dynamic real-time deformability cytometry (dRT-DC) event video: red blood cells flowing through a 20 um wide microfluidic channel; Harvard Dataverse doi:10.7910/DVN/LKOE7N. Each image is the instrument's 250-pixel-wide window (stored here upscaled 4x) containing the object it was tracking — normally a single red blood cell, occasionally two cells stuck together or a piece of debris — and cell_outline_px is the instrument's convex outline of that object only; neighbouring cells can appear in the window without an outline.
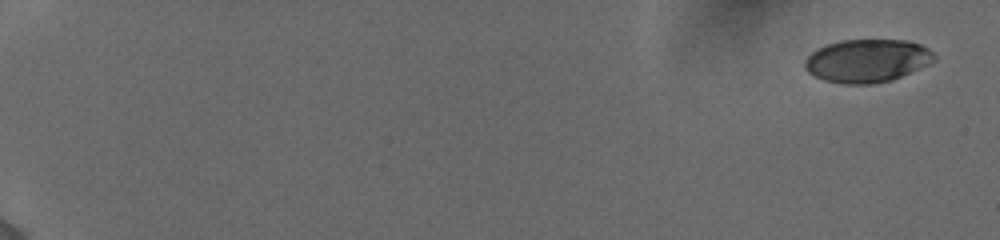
{"species": "human", "species_latin": "Homo sapiens", "temperature_condition": "cold", "stored_images_in_passage": 14, "camera_frame_rate_fps": 3000, "um_per_image_px": 0.085, "donor": {"sex": "female"}, "frame": {"image": 1, "passage_image": 1, "time_ms": 0.0, "image_size_px": [1000, 240], "cell_outline_px": [[936, 60], [928, 64], [892, 80], [872, 84], [840, 84], [824, 80], [808, 72], [804, 68], [804, 60], [812, 52], [828, 44], [840, 40], [908, 40], [920, 44], [928, 48], [936, 56]], "centroid_in_image_um": [73.71, 5.16], "position_along_channel_um": 11.3, "area_um2": 32.48}}
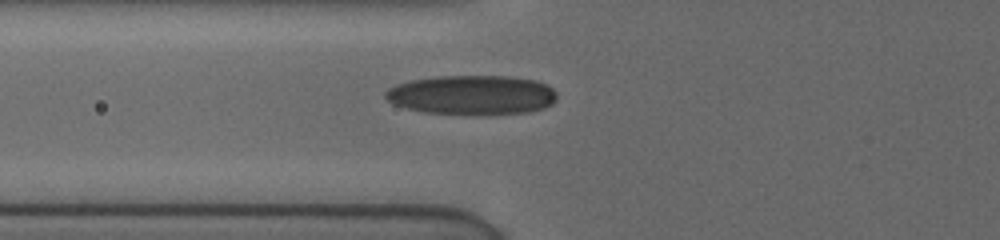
{"frame": {"image": 2, "passage_image": 10, "time_ms": 7.333, "image_size_px": [1000, 240], "cell_outline_px": [[556, 100], [552, 104], [544, 108], [528, 112], [424, 112], [408, 108], [396, 104], [388, 100], [384, 96], [384, 92], [388, 88], [396, 84], [412, 80], [436, 76], [508, 76], [536, 80], [548, 84], [556, 92]], "centroid_in_image_um": [40.14, 8.02], "position_along_channel_um": 85.7, "area_um2": 38.49}}
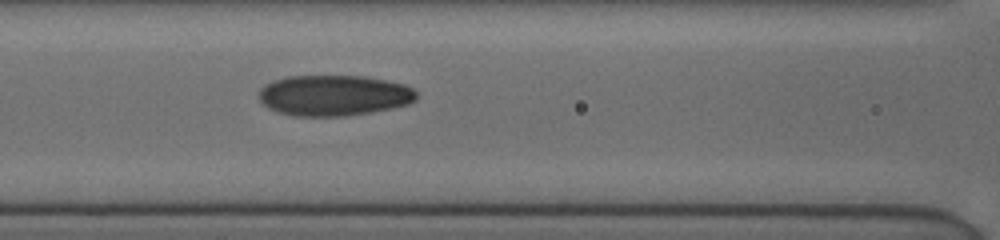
{"frame": {"image": 3, "passage_image": 14, "time_ms": 8.667, "image_size_px": [1000, 240], "cell_outline_px": [[416, 100], [408, 104], [392, 108], [372, 112], [344, 116], [292, 116], [268, 108], [260, 100], [260, 88], [264, 84], [272, 80], [288, 76], [364, 76], [404, 84], [412, 88], [416, 92]], "centroid_in_image_um": [28.37, 8.11], "position_along_channel_um": 138.2, "area_um2": 37.45}}